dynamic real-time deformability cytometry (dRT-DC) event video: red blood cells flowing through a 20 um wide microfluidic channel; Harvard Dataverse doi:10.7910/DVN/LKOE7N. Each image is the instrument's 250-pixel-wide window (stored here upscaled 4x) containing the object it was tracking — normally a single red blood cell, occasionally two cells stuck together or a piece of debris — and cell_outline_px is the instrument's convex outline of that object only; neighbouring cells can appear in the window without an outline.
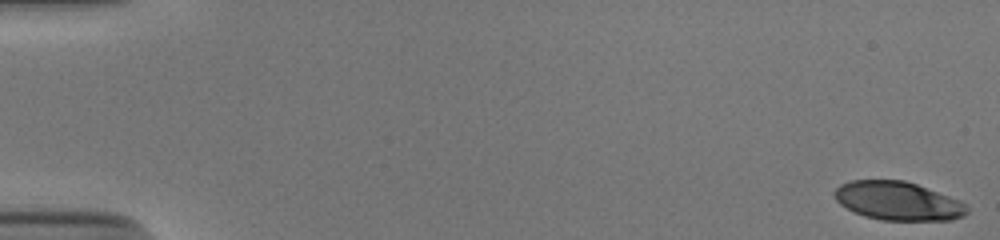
{"species": "human", "species_latin": "Homo sapiens", "temperature_condition": "cold", "stored_images_in_passage": 54, "camera_frame_rate_fps": 3000, "um_per_image_px": 0.085, "donor": {"sex": "male"}, "frame": {"image": 1, "passage_image": 1, "time_ms": 0.0, "image_size_px": [1000, 240], "cell_outline_px": [[968, 212], [964, 216], [952, 220], [880, 220], [864, 216], [852, 212], [840, 204], [832, 196], [832, 192], [840, 184], [852, 180], [904, 180], [916, 184], [960, 200], [968, 208]], "centroid_in_image_um": [76.28, 17.08], "position_along_channel_um": 8.7, "area_um2": 30.0}}
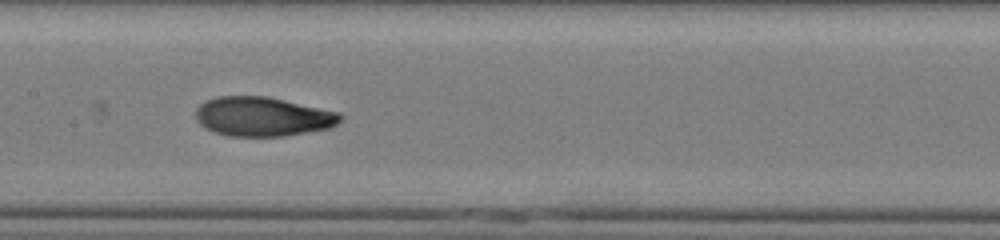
{"frame": {"image": 2, "passage_image": 28, "time_ms": 9.0, "image_size_px": [1000, 240], "cell_outline_px": [[344, 116], [336, 124], [328, 128], [284, 136], [228, 136], [212, 132], [204, 128], [196, 120], [196, 108], [204, 100], [216, 96], [268, 96], [340, 112]], "centroid_in_image_um": [22.29, 9.9], "position_along_channel_um": 185.1, "area_um2": 33.41}}
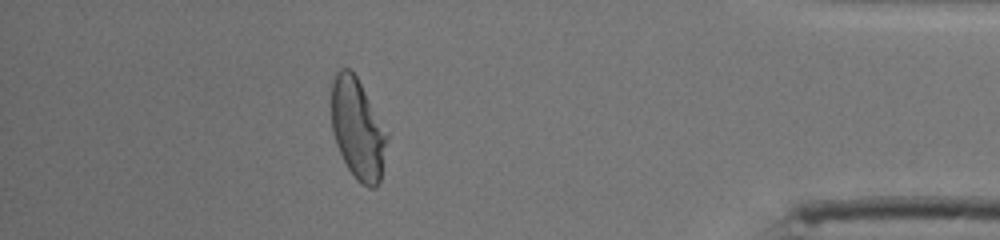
{"frame": {"image": 3, "passage_image": 48, "time_ms": 15.667, "image_size_px": [1000, 240], "cell_outline_px": [[388, 140], [380, 180], [376, 188], [368, 188], [356, 180], [348, 168], [336, 144], [332, 128], [332, 84], [336, 72], [340, 68], [348, 68], [356, 76], [388, 132]], "centroid_in_image_um": [30.42, 10.99], "position_along_channel_um": 404.8, "area_um2": 32.48}, "authors_computed_cell_mechanics": {"area_um2": 32.8593, "velocity_mm_per_s": 3.8762, "shape_relaxation_time_tau1_ms": 5.6051, "shape_relaxation_time_tau2_ms": 1.6295, "deformation_change_tau1": 0.2322, "deformation_change_tau2": 0.0709}}